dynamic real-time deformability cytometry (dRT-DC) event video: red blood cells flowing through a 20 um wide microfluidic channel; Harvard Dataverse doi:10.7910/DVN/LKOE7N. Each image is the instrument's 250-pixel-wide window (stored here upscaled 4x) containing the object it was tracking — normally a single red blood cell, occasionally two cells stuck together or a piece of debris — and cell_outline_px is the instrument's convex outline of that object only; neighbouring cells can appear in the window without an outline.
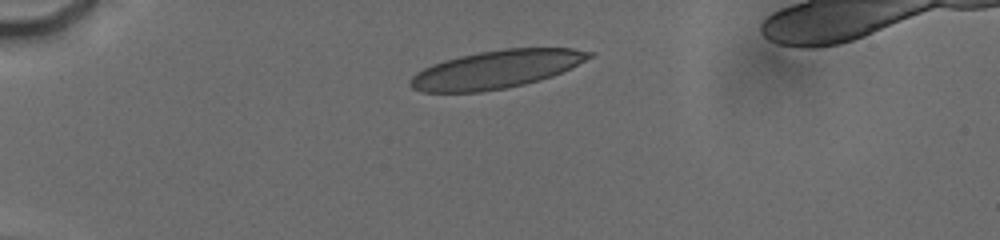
{"species": "human", "species_latin": "Homo sapiens", "temperature_condition": "cold", "stored_images_in_passage": 5, "camera_frame_rate_fps": 3000, "um_per_image_px": 0.085, "donor": {"sex": "male"}, "frame": {"image": 1, "passage_image": 1, "time_ms": 0.0, "image_size_px": [1000, 240], "cell_outline_px": [[596, 56], [552, 76], [524, 84], [504, 88], [480, 92], [424, 92], [412, 88], [408, 84], [408, 80], [416, 72], [432, 64], [444, 60], [460, 56], [480, 52], [504, 48], [572, 48], [596, 52]], "centroid_in_image_um": [42.2, 5.89], "position_along_channel_um": 42.8, "area_um2": 39.65}}
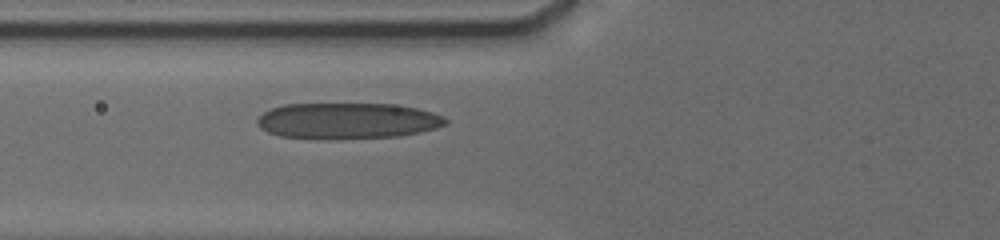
{"frame": {"image": 2, "passage_image": 5, "time_ms": 2.667, "image_size_px": [1000, 240], "cell_outline_px": [[448, 124], [436, 128], [400, 136], [336, 140], [320, 140], [280, 136], [268, 132], [260, 128], [256, 124], [256, 120], [264, 112], [272, 108], [284, 104], [392, 104], [416, 108], [432, 112], [444, 116], [448, 120]], "centroid_in_image_um": [29.52, 10.29], "position_along_channel_um": 96.3, "area_um2": 40.11}}